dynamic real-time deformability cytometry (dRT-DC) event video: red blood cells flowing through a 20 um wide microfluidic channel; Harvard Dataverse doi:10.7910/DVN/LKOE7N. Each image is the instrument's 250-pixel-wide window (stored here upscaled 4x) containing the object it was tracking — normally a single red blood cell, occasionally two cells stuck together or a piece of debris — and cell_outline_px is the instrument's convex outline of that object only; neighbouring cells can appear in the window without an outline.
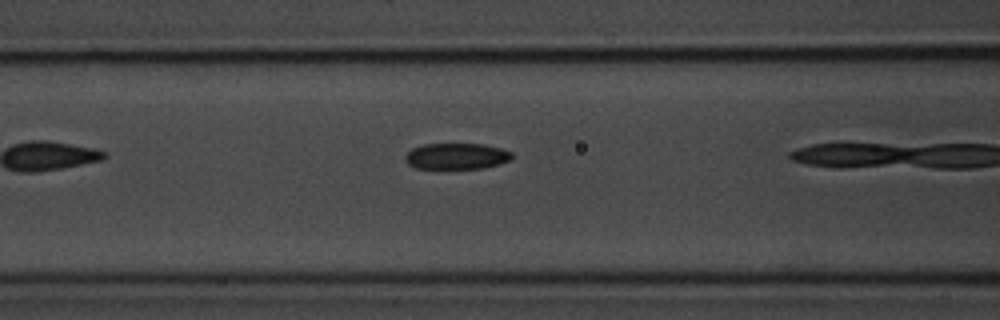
{"species": "common noctule bat (a hibernating species)", "species_latin": "Nyctalus noctula", "temperature_condition": "room temperature", "stored_images_in_passage": 6, "camera_frame_rate_fps": 3000, "um_per_image_px": 0.085, "animal": {"sex": "male", "body_mass_g": 20.1, "forearm_length_mm": 53.5}, "frame": {"image": 1, "passage_image": 5, "time_ms": 1.333, "image_size_px": [1000, 320], "cell_outline_px": [[512, 156], [508, 160], [500, 164], [484, 168], [416, 168], [408, 164], [404, 160], [404, 156], [412, 148], [420, 144], [484, 144], [500, 148], [512, 152]], "centroid_in_image_um": [38.77, 13.27], "position_along_channel_um": 127.8, "area_um2": 16.24}}